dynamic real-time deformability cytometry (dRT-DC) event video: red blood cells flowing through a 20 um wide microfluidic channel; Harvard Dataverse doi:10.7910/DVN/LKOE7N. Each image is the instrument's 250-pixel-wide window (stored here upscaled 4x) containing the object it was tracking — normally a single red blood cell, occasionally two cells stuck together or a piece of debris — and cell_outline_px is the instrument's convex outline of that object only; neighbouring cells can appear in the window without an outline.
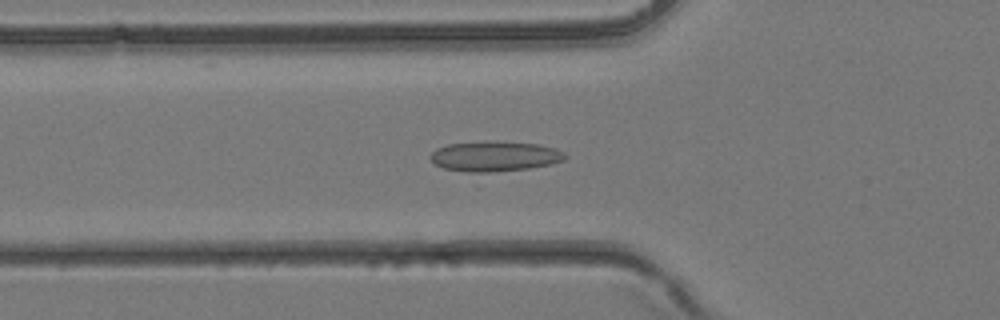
{"species": "common noctule bat (a hibernating species)", "species_latin": "Nyctalus noctula", "temperature_condition": "room temperature", "stored_images_in_passage": 40, "camera_frame_rate_fps": 3000, "um_per_image_px": 0.085, "animal": {"sex": "female", "body_mass_g": 24.6, "forearm_length_mm": 56.2}, "frame": {"image": 1, "passage_image": 14, "time_ms": 4.333, "image_size_px": [1000, 320], "cell_outline_px": [[568, 156], [564, 160], [552, 164], [528, 168], [488, 172], [468, 172], [444, 168], [436, 164], [428, 156], [436, 148], [448, 144], [484, 140], [488, 140], [536, 144], [556, 148], [564, 152]], "centroid_in_image_um": [42.05, 13.26], "position_along_channel_um": 83.7, "area_um2": 23.81}}
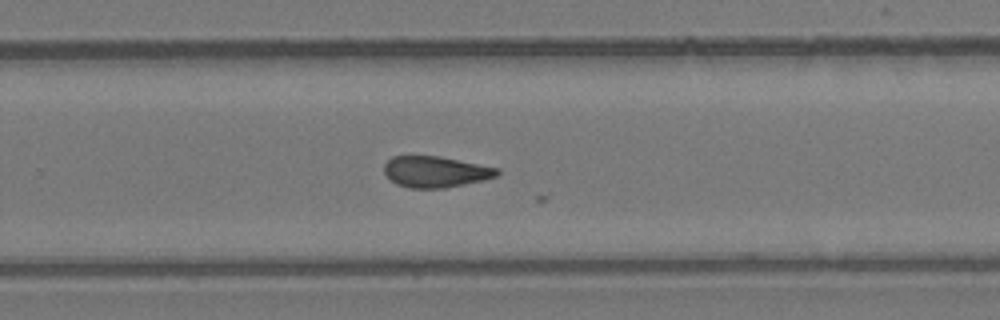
{"frame": {"image": 2, "passage_image": 26, "time_ms": 8.333, "image_size_px": [1000, 320], "cell_outline_px": [[500, 172], [496, 176], [484, 180], [444, 188], [408, 188], [396, 184], [384, 172], [384, 164], [392, 156], [440, 156], [500, 168]], "centroid_in_image_um": [37.03, 14.6], "position_along_channel_um": 292.8, "area_um2": 20.52}}
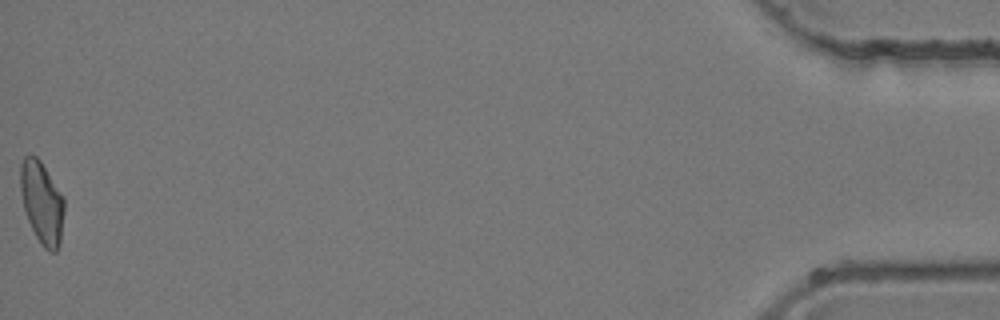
{"frame": {"image": 3, "passage_image": 40, "time_ms": 13.0, "image_size_px": [1000, 320], "cell_outline_px": [[64, 212], [60, 244], [56, 252], [48, 252], [44, 248], [36, 236], [28, 220], [24, 208], [20, 188], [20, 164], [24, 156], [36, 156], [40, 160], [64, 196]], "centroid_in_image_um": [3.57, 17.22], "position_along_channel_um": 431.6, "area_um2": 21.04}}